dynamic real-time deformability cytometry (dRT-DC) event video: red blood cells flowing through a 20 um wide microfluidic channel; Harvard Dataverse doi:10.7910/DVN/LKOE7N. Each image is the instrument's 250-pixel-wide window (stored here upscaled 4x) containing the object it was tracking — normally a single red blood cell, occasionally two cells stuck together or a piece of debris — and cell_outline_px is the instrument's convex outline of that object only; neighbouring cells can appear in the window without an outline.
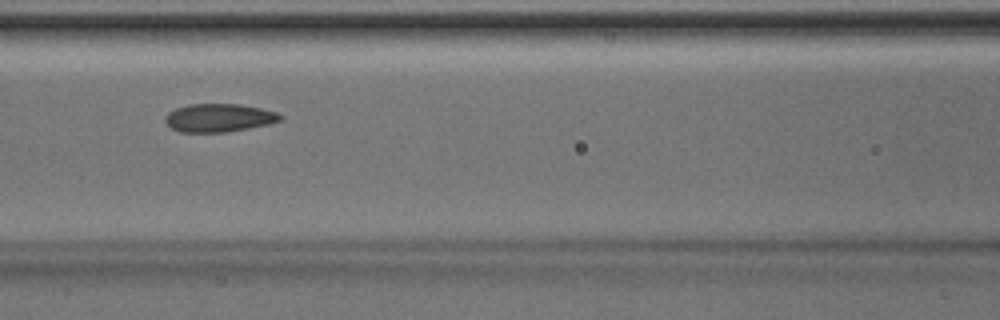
{"species": "Egyptian fruit bat (a non-hibernating species)", "species_latin": "Rousettus aegyptiacus", "temperature_condition": "room temperature", "stored_images_in_passage": 3, "camera_frame_rate_fps": 3000, "um_per_image_px": 0.085, "animal": {"sex": "male"}, "frame": {"image": 1, "passage_image": 3, "time_ms": 0.667, "image_size_px": [1000, 320], "cell_outline_px": [[284, 116], [280, 120], [268, 124], [248, 128], [224, 132], [180, 132], [172, 128], [164, 120], [164, 116], [168, 112], [176, 108], [188, 104], [240, 104], [260, 108], [276, 112]], "centroid_in_image_um": [18.59, 10.01], "position_along_channel_um": 148.0, "area_um2": 18.84}}